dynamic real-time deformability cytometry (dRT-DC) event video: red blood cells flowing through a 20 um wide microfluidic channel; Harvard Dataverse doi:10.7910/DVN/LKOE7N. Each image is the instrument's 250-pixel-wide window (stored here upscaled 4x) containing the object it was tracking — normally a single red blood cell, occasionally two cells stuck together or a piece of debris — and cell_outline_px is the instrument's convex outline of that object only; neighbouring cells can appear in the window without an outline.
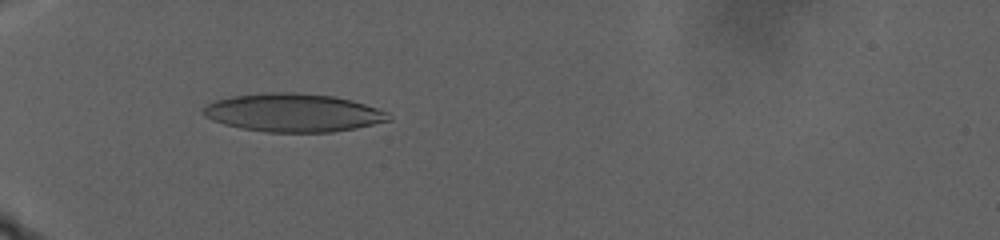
{"species": "human", "species_latin": "Homo sapiens", "temperature_condition": "warm", "stored_images_in_passage": 52, "camera_frame_rate_fps": 3000, "um_per_image_px": 0.085, "donor": {"sex": "male"}, "frame": {"image": 1, "passage_image": 51, "time_ms": 10.333, "image_size_px": [1000, 240], "cell_outline_px": [[392, 120], [356, 128], [332, 132], [264, 132], [240, 128], [224, 124], [212, 120], [204, 116], [204, 108], [208, 104], [216, 100], [232, 96], [268, 92], [296, 92], [336, 96], [352, 100], [388, 112], [392, 116]], "centroid_in_image_um": [24.95, 9.58], "position_along_channel_um": 60.0, "area_um2": 41.44}}